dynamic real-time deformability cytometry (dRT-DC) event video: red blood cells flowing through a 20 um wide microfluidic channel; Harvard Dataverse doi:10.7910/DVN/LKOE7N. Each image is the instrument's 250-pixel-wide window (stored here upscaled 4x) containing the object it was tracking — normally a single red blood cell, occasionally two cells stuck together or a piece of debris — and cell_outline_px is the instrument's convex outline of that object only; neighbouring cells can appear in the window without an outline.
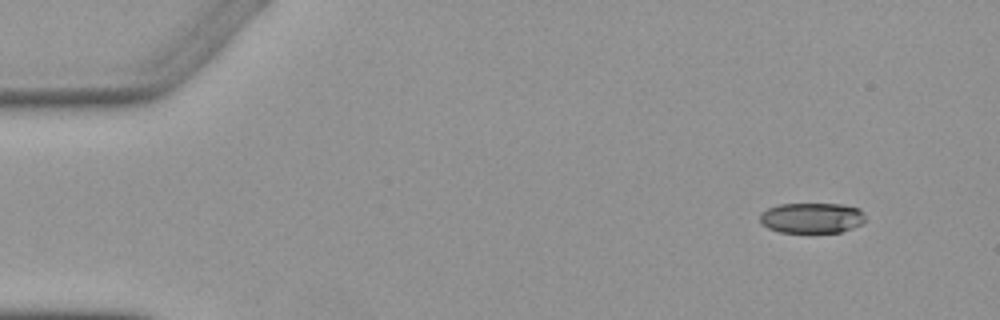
{"species": "Egyptian fruit bat (a non-hibernating species)", "species_latin": "Rousettus aegyptiacus", "temperature_condition": "warm", "stored_images_in_passage": 6, "segment_of_instrument_passage": [2, 2], "camera_frame_rate_fps": 3000, "um_per_image_px": 0.085, "animal": {"sex": "female"}, "frame": {"image": 1, "passage_image": 6, "time_ms": 6.667, "image_size_px": [1000, 320], "cell_outline_px": [[864, 220], [860, 224], [852, 228], [840, 232], [780, 232], [768, 228], [760, 224], [760, 212], [768, 208], [780, 204], [840, 204], [860, 208], [864, 216]], "centroid_in_image_um": [68.96, 18.52], "position_along_channel_um": 16.0, "area_um2": 18.67}}